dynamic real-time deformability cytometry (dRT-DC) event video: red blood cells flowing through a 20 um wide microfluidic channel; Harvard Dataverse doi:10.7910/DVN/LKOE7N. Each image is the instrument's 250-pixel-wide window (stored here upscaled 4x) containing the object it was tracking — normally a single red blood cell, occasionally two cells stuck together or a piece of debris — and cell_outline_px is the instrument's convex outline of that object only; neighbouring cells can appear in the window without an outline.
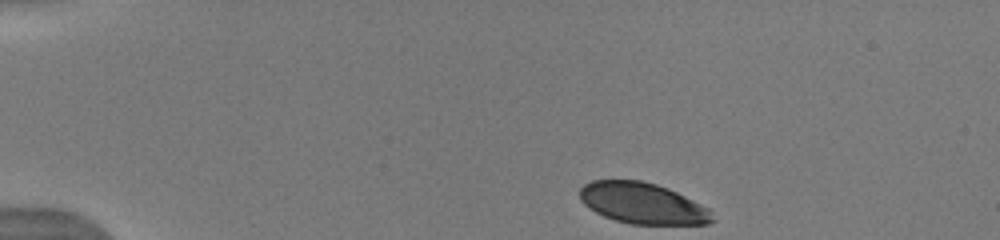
{"species": "human", "species_latin": "Homo sapiens", "temperature_condition": "warm", "stored_images_in_passage": 32, "camera_frame_rate_fps": 3000, "um_per_image_px": 0.085, "donor": {"sex": "male"}, "frame": {"image": 1, "passage_image": 1, "time_ms": 0.0, "image_size_px": [1000, 240], "cell_outline_px": [[716, 220], [708, 224], [632, 224], [616, 220], [604, 216], [596, 212], [584, 204], [580, 200], [580, 188], [584, 184], [592, 180], [640, 180], [656, 184], [668, 188], [708, 208], [712, 212]], "centroid_in_image_um": [54.62, 17.28], "position_along_channel_um": 30.4, "area_um2": 31.62}}
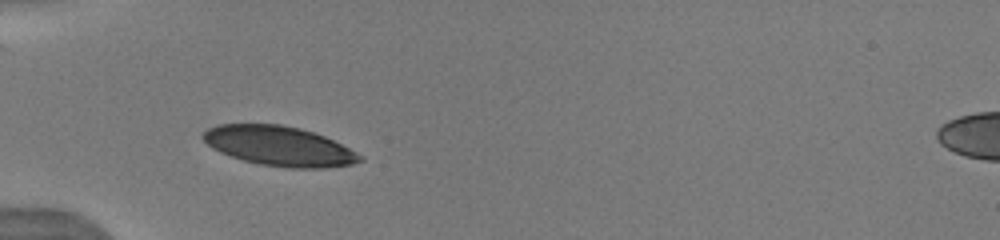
{"frame": {"image": 2, "passage_image": 7, "time_ms": 2.667, "image_size_px": [1000, 240], "cell_outline_px": [[364, 160], [352, 164], [324, 168], [292, 168], [260, 164], [244, 160], [220, 152], [212, 148], [200, 136], [208, 128], [216, 124], [280, 124], [300, 128], [324, 136], [364, 156]], "centroid_in_image_um": [23.72, 12.41], "position_along_channel_um": 61.3, "area_um2": 36.07}}
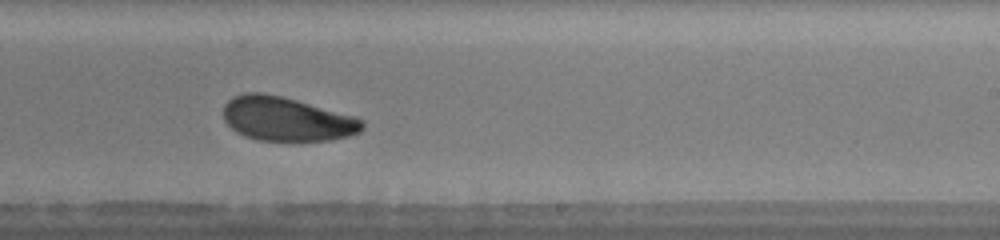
{"frame": {"image": 3, "passage_image": 19, "time_ms": 8.0, "image_size_px": [1000, 240], "cell_outline_px": [[364, 128], [360, 132], [348, 136], [332, 140], [256, 140], [244, 136], [236, 132], [224, 120], [224, 104], [232, 96], [244, 92], [264, 92], [296, 100], [356, 116], [364, 120]], "centroid_in_image_um": [24.36, 10.1], "position_along_channel_um": 264.6, "area_um2": 35.78}, "authors_computed_cell_mechanics": {"area_um2": 35.6626, "velocity_mm_per_s": 3.978, "shape_relaxation_time_tau1_ms": 3.1091, "shape_relaxation_time_tau2_ms": 6.1908, "deformation_change_tau1": 0.1108, "deformation_change_tau2": 0.1075}}